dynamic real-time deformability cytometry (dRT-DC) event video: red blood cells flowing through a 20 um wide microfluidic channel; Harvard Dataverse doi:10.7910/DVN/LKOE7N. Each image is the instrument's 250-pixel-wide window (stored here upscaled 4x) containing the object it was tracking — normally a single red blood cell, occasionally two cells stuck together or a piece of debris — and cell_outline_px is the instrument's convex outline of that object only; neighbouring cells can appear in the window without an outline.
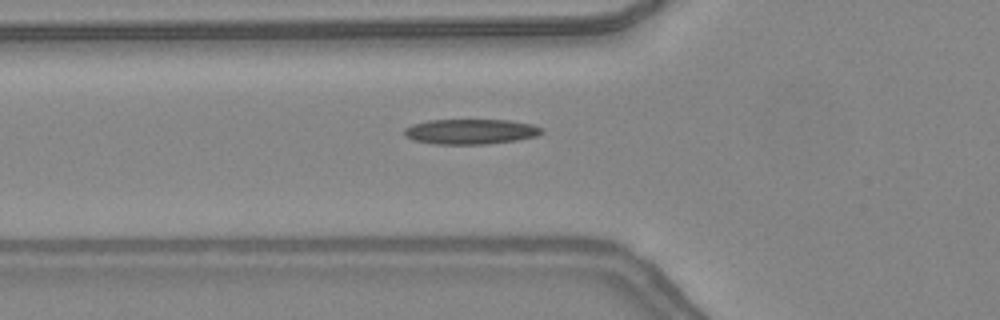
{"species": "common noctule bat (a hibernating species)", "species_latin": "Nyctalus noctula", "temperature_condition": "warm", "stored_images_in_passage": 47, "camera_frame_rate_fps": 3000, "um_per_image_px": 0.085, "animal": {"sex": "female", "body_mass_g": 24.6, "forearm_length_mm": 56.2}, "frame": {"image": 1, "passage_image": 18, "time_ms": 5.667, "image_size_px": [1000, 320], "cell_outline_px": [[544, 132], [536, 136], [516, 140], [488, 144], [432, 144], [412, 140], [404, 136], [404, 128], [412, 124], [428, 120], [508, 120], [532, 124], [544, 128]], "centroid_in_image_um": [39.98, 11.19], "position_along_channel_um": 85.8, "area_um2": 20.35}}
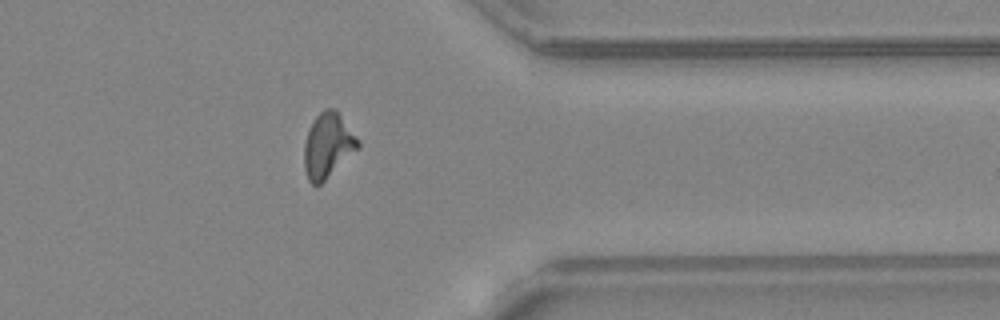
{"frame": {"image": 2, "passage_image": 39, "time_ms": 12.667, "image_size_px": [1000, 320], "cell_outline_px": [[360, 148], [320, 184], [312, 184], [308, 180], [304, 168], [304, 144], [308, 132], [316, 116], [324, 108], [336, 108], [360, 140]], "centroid_in_image_um": [27.9, 12.34], "position_along_channel_um": 383.5, "area_um2": 20.4}}
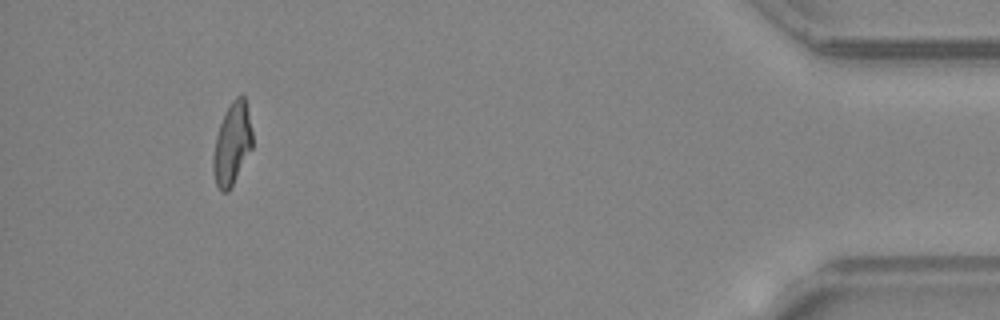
{"frame": {"image": 3, "passage_image": 45, "time_ms": 14.667, "image_size_px": [1000, 320], "cell_outline_px": [[252, 148], [228, 192], [220, 192], [216, 184], [212, 168], [212, 156], [216, 136], [220, 124], [232, 100], [236, 96], [244, 96], [252, 132]], "centroid_in_image_um": [19.71, 12.27], "position_along_channel_um": 415.5, "area_um2": 18.44}}